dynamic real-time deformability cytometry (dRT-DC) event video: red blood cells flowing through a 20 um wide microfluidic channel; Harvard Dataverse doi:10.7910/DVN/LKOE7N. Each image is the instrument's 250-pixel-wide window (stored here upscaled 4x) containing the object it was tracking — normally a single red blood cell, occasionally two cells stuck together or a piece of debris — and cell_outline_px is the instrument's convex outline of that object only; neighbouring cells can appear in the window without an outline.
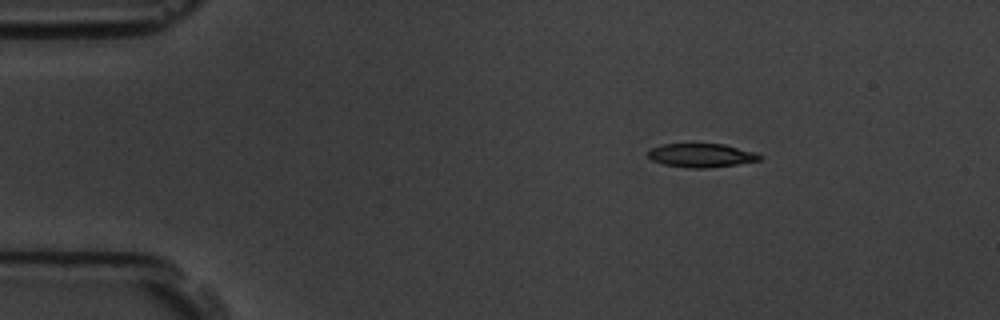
{"species": "common noctule bat (a hibernating species)", "species_latin": "Nyctalus noctula", "temperature_condition": "room temperature", "stored_images_in_passage": 4, "camera_frame_rate_fps": 3000, "um_per_image_px": 0.085, "animal": {"sex": "male", "body_mass_g": 19.5, "forearm_length_mm": 54.6}, "frame": {"image": 1, "passage_image": 2, "time_ms": 2.0, "image_size_px": [1000, 320], "cell_outline_px": [[764, 156], [760, 160], [736, 164], [704, 168], [688, 168], [664, 164], [652, 160], [648, 156], [648, 152], [652, 148], [664, 144], [724, 144], [752, 152]], "centroid_in_image_um": [59.6, 13.21], "position_along_channel_um": 25.4, "area_um2": 15.14}}